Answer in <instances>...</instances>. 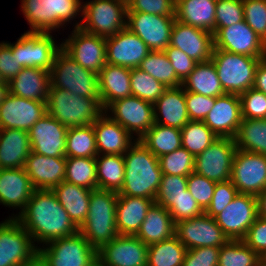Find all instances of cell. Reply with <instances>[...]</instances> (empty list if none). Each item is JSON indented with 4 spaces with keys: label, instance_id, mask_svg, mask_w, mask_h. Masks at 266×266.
I'll return each mask as SVG.
<instances>
[{
    "label": "cell",
    "instance_id": "7a4b0ae2",
    "mask_svg": "<svg viewBox=\"0 0 266 266\" xmlns=\"http://www.w3.org/2000/svg\"><path fill=\"white\" fill-rule=\"evenodd\" d=\"M123 155L125 176L118 195L154 199L161 182L159 159L139 140Z\"/></svg>",
    "mask_w": 266,
    "mask_h": 266
},
{
    "label": "cell",
    "instance_id": "89a4df30",
    "mask_svg": "<svg viewBox=\"0 0 266 266\" xmlns=\"http://www.w3.org/2000/svg\"><path fill=\"white\" fill-rule=\"evenodd\" d=\"M90 266H104L98 259L93 262Z\"/></svg>",
    "mask_w": 266,
    "mask_h": 266
},
{
    "label": "cell",
    "instance_id": "003e7915",
    "mask_svg": "<svg viewBox=\"0 0 266 266\" xmlns=\"http://www.w3.org/2000/svg\"><path fill=\"white\" fill-rule=\"evenodd\" d=\"M19 266H46L43 259L37 254L32 260L25 262Z\"/></svg>",
    "mask_w": 266,
    "mask_h": 266
},
{
    "label": "cell",
    "instance_id": "a7ac6f4b",
    "mask_svg": "<svg viewBox=\"0 0 266 266\" xmlns=\"http://www.w3.org/2000/svg\"><path fill=\"white\" fill-rule=\"evenodd\" d=\"M10 94L8 82L0 83V104Z\"/></svg>",
    "mask_w": 266,
    "mask_h": 266
},
{
    "label": "cell",
    "instance_id": "d6986e66",
    "mask_svg": "<svg viewBox=\"0 0 266 266\" xmlns=\"http://www.w3.org/2000/svg\"><path fill=\"white\" fill-rule=\"evenodd\" d=\"M214 49L251 57H266V43L243 20L214 34Z\"/></svg>",
    "mask_w": 266,
    "mask_h": 266
},
{
    "label": "cell",
    "instance_id": "680465c9",
    "mask_svg": "<svg viewBox=\"0 0 266 266\" xmlns=\"http://www.w3.org/2000/svg\"><path fill=\"white\" fill-rule=\"evenodd\" d=\"M221 247L187 249L182 266H218Z\"/></svg>",
    "mask_w": 266,
    "mask_h": 266
},
{
    "label": "cell",
    "instance_id": "83f0119b",
    "mask_svg": "<svg viewBox=\"0 0 266 266\" xmlns=\"http://www.w3.org/2000/svg\"><path fill=\"white\" fill-rule=\"evenodd\" d=\"M31 180L24 168L0 169V203L6 207L25 209L33 191Z\"/></svg>",
    "mask_w": 266,
    "mask_h": 266
},
{
    "label": "cell",
    "instance_id": "484cf974",
    "mask_svg": "<svg viewBox=\"0 0 266 266\" xmlns=\"http://www.w3.org/2000/svg\"><path fill=\"white\" fill-rule=\"evenodd\" d=\"M24 169L35 189L52 190L65 180L66 157H48L31 151Z\"/></svg>",
    "mask_w": 266,
    "mask_h": 266
},
{
    "label": "cell",
    "instance_id": "8fae6325",
    "mask_svg": "<svg viewBox=\"0 0 266 266\" xmlns=\"http://www.w3.org/2000/svg\"><path fill=\"white\" fill-rule=\"evenodd\" d=\"M32 236L15 219L0 223V266H19L38 254Z\"/></svg>",
    "mask_w": 266,
    "mask_h": 266
},
{
    "label": "cell",
    "instance_id": "ee69618b",
    "mask_svg": "<svg viewBox=\"0 0 266 266\" xmlns=\"http://www.w3.org/2000/svg\"><path fill=\"white\" fill-rule=\"evenodd\" d=\"M64 181L89 190L98 189L95 158L66 157Z\"/></svg>",
    "mask_w": 266,
    "mask_h": 266
},
{
    "label": "cell",
    "instance_id": "9c48e42d",
    "mask_svg": "<svg viewBox=\"0 0 266 266\" xmlns=\"http://www.w3.org/2000/svg\"><path fill=\"white\" fill-rule=\"evenodd\" d=\"M46 246L38 248V254L46 266H90L98 259L97 250L79 231L71 236L54 239Z\"/></svg>",
    "mask_w": 266,
    "mask_h": 266
},
{
    "label": "cell",
    "instance_id": "2644e50d",
    "mask_svg": "<svg viewBox=\"0 0 266 266\" xmlns=\"http://www.w3.org/2000/svg\"><path fill=\"white\" fill-rule=\"evenodd\" d=\"M260 266H266V257H261Z\"/></svg>",
    "mask_w": 266,
    "mask_h": 266
},
{
    "label": "cell",
    "instance_id": "d6a6232c",
    "mask_svg": "<svg viewBox=\"0 0 266 266\" xmlns=\"http://www.w3.org/2000/svg\"><path fill=\"white\" fill-rule=\"evenodd\" d=\"M31 152L29 132L20 129H0V168H24Z\"/></svg>",
    "mask_w": 266,
    "mask_h": 266
},
{
    "label": "cell",
    "instance_id": "30bf717a",
    "mask_svg": "<svg viewBox=\"0 0 266 266\" xmlns=\"http://www.w3.org/2000/svg\"><path fill=\"white\" fill-rule=\"evenodd\" d=\"M54 39L50 33L28 31L11 44V50L17 53L18 63L23 68L51 71L55 55L61 49Z\"/></svg>",
    "mask_w": 266,
    "mask_h": 266
},
{
    "label": "cell",
    "instance_id": "d590c367",
    "mask_svg": "<svg viewBox=\"0 0 266 266\" xmlns=\"http://www.w3.org/2000/svg\"><path fill=\"white\" fill-rule=\"evenodd\" d=\"M52 191L61 206L69 214L70 219L79 228L84 223L89 212L92 190L63 181L54 187Z\"/></svg>",
    "mask_w": 266,
    "mask_h": 266
},
{
    "label": "cell",
    "instance_id": "03108f58",
    "mask_svg": "<svg viewBox=\"0 0 266 266\" xmlns=\"http://www.w3.org/2000/svg\"><path fill=\"white\" fill-rule=\"evenodd\" d=\"M258 216L266 219V189L257 196Z\"/></svg>",
    "mask_w": 266,
    "mask_h": 266
},
{
    "label": "cell",
    "instance_id": "4dcf8cb0",
    "mask_svg": "<svg viewBox=\"0 0 266 266\" xmlns=\"http://www.w3.org/2000/svg\"><path fill=\"white\" fill-rule=\"evenodd\" d=\"M8 84L10 93L15 96L47 102L51 74L50 71L40 68H23Z\"/></svg>",
    "mask_w": 266,
    "mask_h": 266
},
{
    "label": "cell",
    "instance_id": "44dd1931",
    "mask_svg": "<svg viewBox=\"0 0 266 266\" xmlns=\"http://www.w3.org/2000/svg\"><path fill=\"white\" fill-rule=\"evenodd\" d=\"M45 114L47 102L29 100L10 93L0 104V129L29 131Z\"/></svg>",
    "mask_w": 266,
    "mask_h": 266
},
{
    "label": "cell",
    "instance_id": "753ad0ef",
    "mask_svg": "<svg viewBox=\"0 0 266 266\" xmlns=\"http://www.w3.org/2000/svg\"><path fill=\"white\" fill-rule=\"evenodd\" d=\"M121 1H123V2H125V3H128L130 0H121Z\"/></svg>",
    "mask_w": 266,
    "mask_h": 266
},
{
    "label": "cell",
    "instance_id": "7402d4cb",
    "mask_svg": "<svg viewBox=\"0 0 266 266\" xmlns=\"http://www.w3.org/2000/svg\"><path fill=\"white\" fill-rule=\"evenodd\" d=\"M149 52L147 44L128 28L106 37L107 64L137 68Z\"/></svg>",
    "mask_w": 266,
    "mask_h": 266
},
{
    "label": "cell",
    "instance_id": "2e32d148",
    "mask_svg": "<svg viewBox=\"0 0 266 266\" xmlns=\"http://www.w3.org/2000/svg\"><path fill=\"white\" fill-rule=\"evenodd\" d=\"M175 16L127 12L126 28L145 42L150 51H164L170 45Z\"/></svg>",
    "mask_w": 266,
    "mask_h": 266
},
{
    "label": "cell",
    "instance_id": "5b68a950",
    "mask_svg": "<svg viewBox=\"0 0 266 266\" xmlns=\"http://www.w3.org/2000/svg\"><path fill=\"white\" fill-rule=\"evenodd\" d=\"M265 58L214 49L211 60L225 93L240 95L253 87L257 65Z\"/></svg>",
    "mask_w": 266,
    "mask_h": 266
},
{
    "label": "cell",
    "instance_id": "f6af8a7d",
    "mask_svg": "<svg viewBox=\"0 0 266 266\" xmlns=\"http://www.w3.org/2000/svg\"><path fill=\"white\" fill-rule=\"evenodd\" d=\"M181 139L182 147L196 157L218 137L203 121L190 120L181 129Z\"/></svg>",
    "mask_w": 266,
    "mask_h": 266
},
{
    "label": "cell",
    "instance_id": "91938a15",
    "mask_svg": "<svg viewBox=\"0 0 266 266\" xmlns=\"http://www.w3.org/2000/svg\"><path fill=\"white\" fill-rule=\"evenodd\" d=\"M243 241L260 257H266V219L258 216Z\"/></svg>",
    "mask_w": 266,
    "mask_h": 266
},
{
    "label": "cell",
    "instance_id": "ac0fdd59",
    "mask_svg": "<svg viewBox=\"0 0 266 266\" xmlns=\"http://www.w3.org/2000/svg\"><path fill=\"white\" fill-rule=\"evenodd\" d=\"M175 235L186 249L221 247L229 240L215 219L205 213L175 223Z\"/></svg>",
    "mask_w": 266,
    "mask_h": 266
},
{
    "label": "cell",
    "instance_id": "7bdbcfd3",
    "mask_svg": "<svg viewBox=\"0 0 266 266\" xmlns=\"http://www.w3.org/2000/svg\"><path fill=\"white\" fill-rule=\"evenodd\" d=\"M167 88L182 86L164 51H150L138 67Z\"/></svg>",
    "mask_w": 266,
    "mask_h": 266
},
{
    "label": "cell",
    "instance_id": "94428289",
    "mask_svg": "<svg viewBox=\"0 0 266 266\" xmlns=\"http://www.w3.org/2000/svg\"><path fill=\"white\" fill-rule=\"evenodd\" d=\"M164 52L167 55V58L170 60L177 77L182 82L193 71L198 63L180 49L170 45L164 50Z\"/></svg>",
    "mask_w": 266,
    "mask_h": 266
},
{
    "label": "cell",
    "instance_id": "9a60e30c",
    "mask_svg": "<svg viewBox=\"0 0 266 266\" xmlns=\"http://www.w3.org/2000/svg\"><path fill=\"white\" fill-rule=\"evenodd\" d=\"M61 48L81 67L99 73L106 64V38L75 28Z\"/></svg>",
    "mask_w": 266,
    "mask_h": 266
},
{
    "label": "cell",
    "instance_id": "f907efd6",
    "mask_svg": "<svg viewBox=\"0 0 266 266\" xmlns=\"http://www.w3.org/2000/svg\"><path fill=\"white\" fill-rule=\"evenodd\" d=\"M244 20L242 0H216L214 34L223 27Z\"/></svg>",
    "mask_w": 266,
    "mask_h": 266
},
{
    "label": "cell",
    "instance_id": "74e56055",
    "mask_svg": "<svg viewBox=\"0 0 266 266\" xmlns=\"http://www.w3.org/2000/svg\"><path fill=\"white\" fill-rule=\"evenodd\" d=\"M139 141L159 158L182 147L181 129L154 123Z\"/></svg>",
    "mask_w": 266,
    "mask_h": 266
},
{
    "label": "cell",
    "instance_id": "cb8c5ba5",
    "mask_svg": "<svg viewBox=\"0 0 266 266\" xmlns=\"http://www.w3.org/2000/svg\"><path fill=\"white\" fill-rule=\"evenodd\" d=\"M170 46L180 49L196 62L211 60L214 50V34L175 20Z\"/></svg>",
    "mask_w": 266,
    "mask_h": 266
},
{
    "label": "cell",
    "instance_id": "11a10c76",
    "mask_svg": "<svg viewBox=\"0 0 266 266\" xmlns=\"http://www.w3.org/2000/svg\"><path fill=\"white\" fill-rule=\"evenodd\" d=\"M237 194L238 191L231 180L216 183L213 197L209 206L205 210V214L214 218L231 203Z\"/></svg>",
    "mask_w": 266,
    "mask_h": 266
},
{
    "label": "cell",
    "instance_id": "bcb514c9",
    "mask_svg": "<svg viewBox=\"0 0 266 266\" xmlns=\"http://www.w3.org/2000/svg\"><path fill=\"white\" fill-rule=\"evenodd\" d=\"M155 203L162 205L169 211L174 223L205 213L188 189L178 196H156Z\"/></svg>",
    "mask_w": 266,
    "mask_h": 266
},
{
    "label": "cell",
    "instance_id": "52a82bcc",
    "mask_svg": "<svg viewBox=\"0 0 266 266\" xmlns=\"http://www.w3.org/2000/svg\"><path fill=\"white\" fill-rule=\"evenodd\" d=\"M127 3L121 0H92L82 5V22L75 28L109 37L126 28Z\"/></svg>",
    "mask_w": 266,
    "mask_h": 266
},
{
    "label": "cell",
    "instance_id": "9f6ffc18",
    "mask_svg": "<svg viewBox=\"0 0 266 266\" xmlns=\"http://www.w3.org/2000/svg\"><path fill=\"white\" fill-rule=\"evenodd\" d=\"M127 12L175 16V0H130Z\"/></svg>",
    "mask_w": 266,
    "mask_h": 266
},
{
    "label": "cell",
    "instance_id": "4fadbf2b",
    "mask_svg": "<svg viewBox=\"0 0 266 266\" xmlns=\"http://www.w3.org/2000/svg\"><path fill=\"white\" fill-rule=\"evenodd\" d=\"M236 150L235 139L218 138L195 157L194 172L216 183L230 180Z\"/></svg>",
    "mask_w": 266,
    "mask_h": 266
},
{
    "label": "cell",
    "instance_id": "7dc6e473",
    "mask_svg": "<svg viewBox=\"0 0 266 266\" xmlns=\"http://www.w3.org/2000/svg\"><path fill=\"white\" fill-rule=\"evenodd\" d=\"M260 260L243 240H228L221 246L218 266H260Z\"/></svg>",
    "mask_w": 266,
    "mask_h": 266
},
{
    "label": "cell",
    "instance_id": "b9f144b4",
    "mask_svg": "<svg viewBox=\"0 0 266 266\" xmlns=\"http://www.w3.org/2000/svg\"><path fill=\"white\" fill-rule=\"evenodd\" d=\"M96 136L93 125L67 129L65 157L96 158Z\"/></svg>",
    "mask_w": 266,
    "mask_h": 266
},
{
    "label": "cell",
    "instance_id": "7c38bea8",
    "mask_svg": "<svg viewBox=\"0 0 266 266\" xmlns=\"http://www.w3.org/2000/svg\"><path fill=\"white\" fill-rule=\"evenodd\" d=\"M257 217V196L238 193L214 219L229 240H243Z\"/></svg>",
    "mask_w": 266,
    "mask_h": 266
},
{
    "label": "cell",
    "instance_id": "d4e9b609",
    "mask_svg": "<svg viewBox=\"0 0 266 266\" xmlns=\"http://www.w3.org/2000/svg\"><path fill=\"white\" fill-rule=\"evenodd\" d=\"M242 121L241 101L237 94L226 93L215 99V104L203 122L218 138L235 139Z\"/></svg>",
    "mask_w": 266,
    "mask_h": 266
},
{
    "label": "cell",
    "instance_id": "4316f807",
    "mask_svg": "<svg viewBox=\"0 0 266 266\" xmlns=\"http://www.w3.org/2000/svg\"><path fill=\"white\" fill-rule=\"evenodd\" d=\"M107 114L104 112L93 124L98 155H124L134 143L133 136Z\"/></svg>",
    "mask_w": 266,
    "mask_h": 266
},
{
    "label": "cell",
    "instance_id": "836d02e7",
    "mask_svg": "<svg viewBox=\"0 0 266 266\" xmlns=\"http://www.w3.org/2000/svg\"><path fill=\"white\" fill-rule=\"evenodd\" d=\"M173 235H175V223L169 211L154 202L148 209L147 215L135 236L149 246L167 240Z\"/></svg>",
    "mask_w": 266,
    "mask_h": 266
},
{
    "label": "cell",
    "instance_id": "681fc988",
    "mask_svg": "<svg viewBox=\"0 0 266 266\" xmlns=\"http://www.w3.org/2000/svg\"><path fill=\"white\" fill-rule=\"evenodd\" d=\"M158 159L162 174L188 177L194 172L195 157L183 147Z\"/></svg>",
    "mask_w": 266,
    "mask_h": 266
},
{
    "label": "cell",
    "instance_id": "f1b7e54d",
    "mask_svg": "<svg viewBox=\"0 0 266 266\" xmlns=\"http://www.w3.org/2000/svg\"><path fill=\"white\" fill-rule=\"evenodd\" d=\"M190 121L182 86L167 88L154 103V122L182 129Z\"/></svg>",
    "mask_w": 266,
    "mask_h": 266
},
{
    "label": "cell",
    "instance_id": "e575fe53",
    "mask_svg": "<svg viewBox=\"0 0 266 266\" xmlns=\"http://www.w3.org/2000/svg\"><path fill=\"white\" fill-rule=\"evenodd\" d=\"M216 0H175V19L214 34Z\"/></svg>",
    "mask_w": 266,
    "mask_h": 266
},
{
    "label": "cell",
    "instance_id": "3957f363",
    "mask_svg": "<svg viewBox=\"0 0 266 266\" xmlns=\"http://www.w3.org/2000/svg\"><path fill=\"white\" fill-rule=\"evenodd\" d=\"M118 192L95 189L91 191L89 212L79 232L97 251L119 234L116 228Z\"/></svg>",
    "mask_w": 266,
    "mask_h": 266
},
{
    "label": "cell",
    "instance_id": "db71d44e",
    "mask_svg": "<svg viewBox=\"0 0 266 266\" xmlns=\"http://www.w3.org/2000/svg\"><path fill=\"white\" fill-rule=\"evenodd\" d=\"M215 185L216 182H213L196 172H192L187 178L188 191L204 211L211 202Z\"/></svg>",
    "mask_w": 266,
    "mask_h": 266
},
{
    "label": "cell",
    "instance_id": "8992f818",
    "mask_svg": "<svg viewBox=\"0 0 266 266\" xmlns=\"http://www.w3.org/2000/svg\"><path fill=\"white\" fill-rule=\"evenodd\" d=\"M51 74V87L72 95L100 98L98 74L81 67L62 48L56 53Z\"/></svg>",
    "mask_w": 266,
    "mask_h": 266
},
{
    "label": "cell",
    "instance_id": "f35d334b",
    "mask_svg": "<svg viewBox=\"0 0 266 266\" xmlns=\"http://www.w3.org/2000/svg\"><path fill=\"white\" fill-rule=\"evenodd\" d=\"M97 155L95 158L97 169L98 189L119 192L123 187L125 176V161L123 155Z\"/></svg>",
    "mask_w": 266,
    "mask_h": 266
},
{
    "label": "cell",
    "instance_id": "ba28073f",
    "mask_svg": "<svg viewBox=\"0 0 266 266\" xmlns=\"http://www.w3.org/2000/svg\"><path fill=\"white\" fill-rule=\"evenodd\" d=\"M21 9L30 32L51 33L77 16L82 5L80 0H22Z\"/></svg>",
    "mask_w": 266,
    "mask_h": 266
},
{
    "label": "cell",
    "instance_id": "6f0895ef",
    "mask_svg": "<svg viewBox=\"0 0 266 266\" xmlns=\"http://www.w3.org/2000/svg\"><path fill=\"white\" fill-rule=\"evenodd\" d=\"M215 97L185 91V102L190 120L203 121L215 104Z\"/></svg>",
    "mask_w": 266,
    "mask_h": 266
},
{
    "label": "cell",
    "instance_id": "f546056e",
    "mask_svg": "<svg viewBox=\"0 0 266 266\" xmlns=\"http://www.w3.org/2000/svg\"><path fill=\"white\" fill-rule=\"evenodd\" d=\"M100 102L103 110L114 101L132 95L131 69L105 64L98 73Z\"/></svg>",
    "mask_w": 266,
    "mask_h": 266
},
{
    "label": "cell",
    "instance_id": "8d00e7d4",
    "mask_svg": "<svg viewBox=\"0 0 266 266\" xmlns=\"http://www.w3.org/2000/svg\"><path fill=\"white\" fill-rule=\"evenodd\" d=\"M182 87L185 91L208 97L216 98L226 94L212 60L197 63L193 71L182 82Z\"/></svg>",
    "mask_w": 266,
    "mask_h": 266
},
{
    "label": "cell",
    "instance_id": "ffe728a7",
    "mask_svg": "<svg viewBox=\"0 0 266 266\" xmlns=\"http://www.w3.org/2000/svg\"><path fill=\"white\" fill-rule=\"evenodd\" d=\"M97 256L104 266H147L148 246L136 236L118 235Z\"/></svg>",
    "mask_w": 266,
    "mask_h": 266
},
{
    "label": "cell",
    "instance_id": "277c9868",
    "mask_svg": "<svg viewBox=\"0 0 266 266\" xmlns=\"http://www.w3.org/2000/svg\"><path fill=\"white\" fill-rule=\"evenodd\" d=\"M47 113L67 128L93 125L104 113L100 98L72 95L60 88H50Z\"/></svg>",
    "mask_w": 266,
    "mask_h": 266
},
{
    "label": "cell",
    "instance_id": "1f68e13d",
    "mask_svg": "<svg viewBox=\"0 0 266 266\" xmlns=\"http://www.w3.org/2000/svg\"><path fill=\"white\" fill-rule=\"evenodd\" d=\"M154 199L118 195L116 203V228L119 235L135 236Z\"/></svg>",
    "mask_w": 266,
    "mask_h": 266
},
{
    "label": "cell",
    "instance_id": "f5cc1de1",
    "mask_svg": "<svg viewBox=\"0 0 266 266\" xmlns=\"http://www.w3.org/2000/svg\"><path fill=\"white\" fill-rule=\"evenodd\" d=\"M239 97L242 118L266 119V95L263 92L252 87Z\"/></svg>",
    "mask_w": 266,
    "mask_h": 266
},
{
    "label": "cell",
    "instance_id": "816d5d0a",
    "mask_svg": "<svg viewBox=\"0 0 266 266\" xmlns=\"http://www.w3.org/2000/svg\"><path fill=\"white\" fill-rule=\"evenodd\" d=\"M244 21L266 43V0H242Z\"/></svg>",
    "mask_w": 266,
    "mask_h": 266
},
{
    "label": "cell",
    "instance_id": "c3c4849f",
    "mask_svg": "<svg viewBox=\"0 0 266 266\" xmlns=\"http://www.w3.org/2000/svg\"><path fill=\"white\" fill-rule=\"evenodd\" d=\"M166 89V86L147 72L138 67L131 69V92L133 96L154 104Z\"/></svg>",
    "mask_w": 266,
    "mask_h": 266
},
{
    "label": "cell",
    "instance_id": "8c879c8a",
    "mask_svg": "<svg viewBox=\"0 0 266 266\" xmlns=\"http://www.w3.org/2000/svg\"><path fill=\"white\" fill-rule=\"evenodd\" d=\"M4 82H6V81L3 79V76L0 73V83H4Z\"/></svg>",
    "mask_w": 266,
    "mask_h": 266
},
{
    "label": "cell",
    "instance_id": "ab89813d",
    "mask_svg": "<svg viewBox=\"0 0 266 266\" xmlns=\"http://www.w3.org/2000/svg\"><path fill=\"white\" fill-rule=\"evenodd\" d=\"M235 141L237 149L266 156V119L242 118Z\"/></svg>",
    "mask_w": 266,
    "mask_h": 266
},
{
    "label": "cell",
    "instance_id": "6da1fadb",
    "mask_svg": "<svg viewBox=\"0 0 266 266\" xmlns=\"http://www.w3.org/2000/svg\"><path fill=\"white\" fill-rule=\"evenodd\" d=\"M11 218H15L37 243L46 244L79 231L52 190L35 189L25 209Z\"/></svg>",
    "mask_w": 266,
    "mask_h": 266
},
{
    "label": "cell",
    "instance_id": "e0dca14e",
    "mask_svg": "<svg viewBox=\"0 0 266 266\" xmlns=\"http://www.w3.org/2000/svg\"><path fill=\"white\" fill-rule=\"evenodd\" d=\"M113 121L118 122L130 134L136 133L139 140L154 125V104L136 96H128L112 102L104 111L109 110Z\"/></svg>",
    "mask_w": 266,
    "mask_h": 266
},
{
    "label": "cell",
    "instance_id": "603a6c76",
    "mask_svg": "<svg viewBox=\"0 0 266 266\" xmlns=\"http://www.w3.org/2000/svg\"><path fill=\"white\" fill-rule=\"evenodd\" d=\"M67 129L45 114L28 131L31 151L48 157H65Z\"/></svg>",
    "mask_w": 266,
    "mask_h": 266
},
{
    "label": "cell",
    "instance_id": "be15d7a7",
    "mask_svg": "<svg viewBox=\"0 0 266 266\" xmlns=\"http://www.w3.org/2000/svg\"><path fill=\"white\" fill-rule=\"evenodd\" d=\"M187 176L162 174L157 196H178L187 189Z\"/></svg>",
    "mask_w": 266,
    "mask_h": 266
},
{
    "label": "cell",
    "instance_id": "5bb4252c",
    "mask_svg": "<svg viewBox=\"0 0 266 266\" xmlns=\"http://www.w3.org/2000/svg\"><path fill=\"white\" fill-rule=\"evenodd\" d=\"M230 180L238 193L258 196L266 189V156L237 149Z\"/></svg>",
    "mask_w": 266,
    "mask_h": 266
},
{
    "label": "cell",
    "instance_id": "e7e4bbea",
    "mask_svg": "<svg viewBox=\"0 0 266 266\" xmlns=\"http://www.w3.org/2000/svg\"><path fill=\"white\" fill-rule=\"evenodd\" d=\"M253 88L266 95V58L257 65Z\"/></svg>",
    "mask_w": 266,
    "mask_h": 266
},
{
    "label": "cell",
    "instance_id": "60d3db41",
    "mask_svg": "<svg viewBox=\"0 0 266 266\" xmlns=\"http://www.w3.org/2000/svg\"><path fill=\"white\" fill-rule=\"evenodd\" d=\"M187 252L176 235L148 246L147 266H182Z\"/></svg>",
    "mask_w": 266,
    "mask_h": 266
},
{
    "label": "cell",
    "instance_id": "6125c7cd",
    "mask_svg": "<svg viewBox=\"0 0 266 266\" xmlns=\"http://www.w3.org/2000/svg\"><path fill=\"white\" fill-rule=\"evenodd\" d=\"M23 67L18 63L17 53H12L11 43H0V73L9 82Z\"/></svg>",
    "mask_w": 266,
    "mask_h": 266
}]
</instances>
